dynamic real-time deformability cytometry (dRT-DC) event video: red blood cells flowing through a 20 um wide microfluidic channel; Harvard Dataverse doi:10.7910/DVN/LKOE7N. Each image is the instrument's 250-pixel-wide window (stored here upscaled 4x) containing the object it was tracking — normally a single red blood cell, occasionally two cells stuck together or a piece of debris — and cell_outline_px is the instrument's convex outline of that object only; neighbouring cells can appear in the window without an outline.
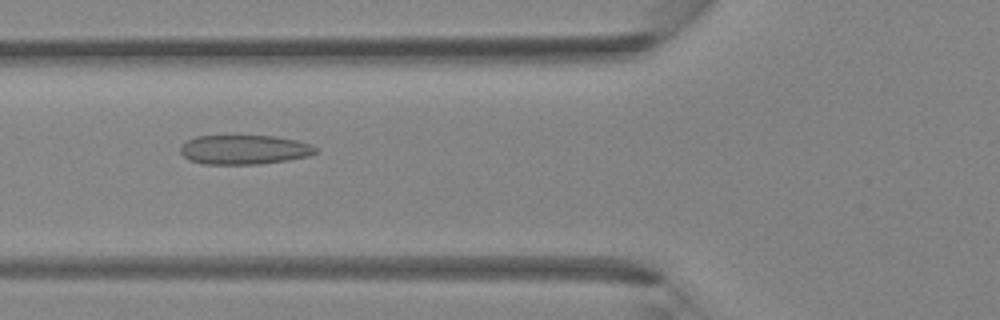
{"species": "Egyptian fruit bat (a non-hibernating species)", "species_latin": "Rousettus aegyptiacus", "temperature_condition": "room temperature", "stored_images_in_passage": 27, "camera_frame_rate_fps": 3000, "um_per_image_px": 0.085, "animal": {"sex": "female"}, "frame": {"image": 1, "passage_image": 7, "time_ms": 2.0, "image_size_px": [1000, 320], "cell_outline_px": [[320, 152], [308, 156], [288, 160], [260, 164], [204, 164], [188, 160], [180, 152], [180, 148], [188, 140], [196, 136], [276, 136], [296, 140], [312, 144]], "centroid_in_image_um": [20.8, 12.72], "position_along_channel_um": 105.0, "area_um2": 23.24}}
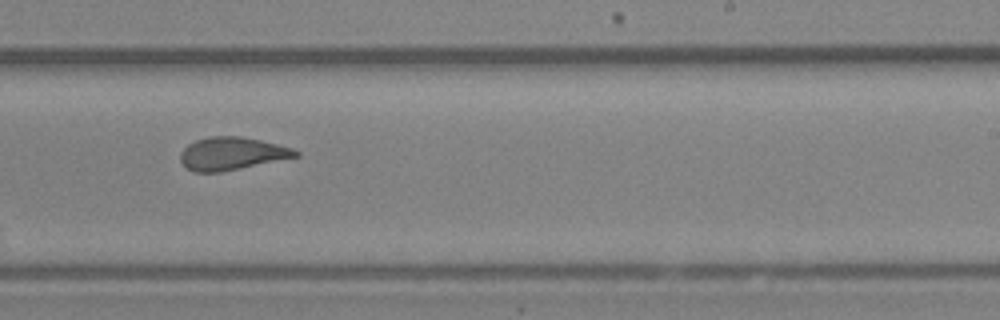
{"frame": {"image": 2, "passage_image": 17, "time_ms": 5.333, "image_size_px": [1000, 320], "cell_outline_px": [[300, 156], [220, 172], [196, 172], [188, 168], [180, 160], [180, 152], [188, 144], [196, 140], [208, 136], [240, 136], [260, 140], [292, 148], [300, 152]], "centroid_in_image_um": [19.7, 13.04], "position_along_channel_um": 269.3, "area_um2": 21.85}}
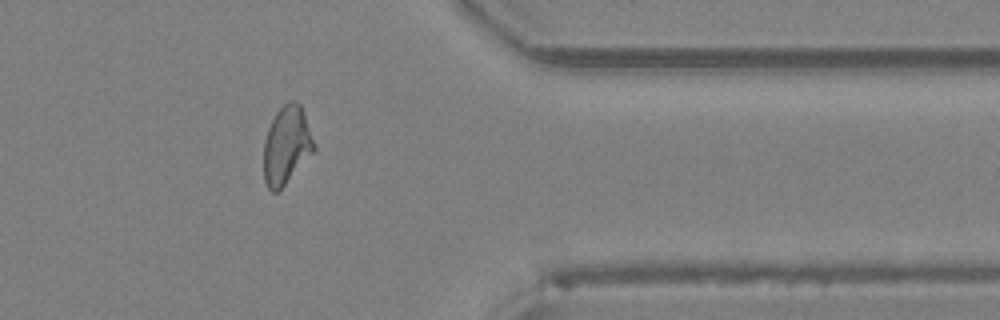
{"frame": {"image": 3, "passage_image": 25, "time_ms": 8.0, "image_size_px": [1000, 320], "cell_outline_px": [[316, 148], [284, 184], [276, 192], [272, 192], [268, 188], [264, 180], [264, 140], [268, 128], [276, 112], [288, 100], [292, 100], [300, 104], [316, 144]], "centroid_in_image_um": [24.35, 12.31], "position_along_channel_um": 387.1, "area_um2": 22.48}}